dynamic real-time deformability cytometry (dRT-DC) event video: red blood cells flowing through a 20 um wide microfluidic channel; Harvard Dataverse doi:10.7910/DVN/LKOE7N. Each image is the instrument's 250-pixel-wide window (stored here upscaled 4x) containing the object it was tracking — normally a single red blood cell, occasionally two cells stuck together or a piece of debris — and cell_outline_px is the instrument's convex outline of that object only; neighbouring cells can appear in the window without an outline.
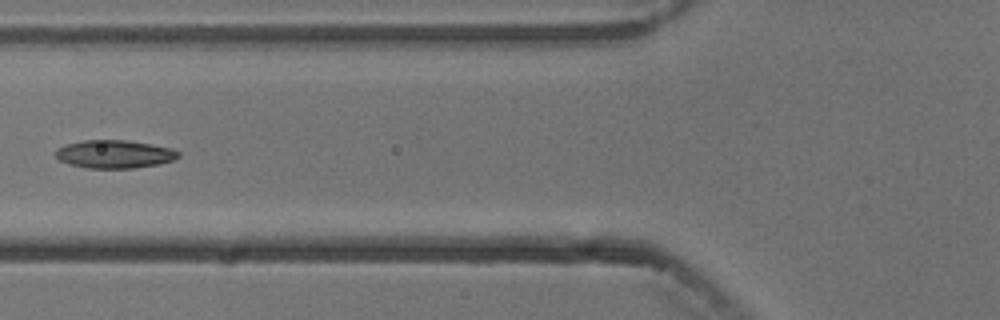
{"species": "common noctule bat (a hibernating species)", "species_latin": "Nyctalus noctula", "temperature_condition": "cold", "stored_images_in_passage": 7, "camera_frame_rate_fps": 3000, "um_per_image_px": 0.085, "animal": {"sex": "male", "body_mass_g": 13.3}, "frame": {"image": 1, "passage_image": 6, "time_ms": 6.667, "image_size_px": [1000, 320], "cell_outline_px": [[180, 156], [172, 160], [160, 164], [136, 168], [88, 168], [68, 164], [60, 160], [56, 156], [56, 152], [64, 144], [84, 140], [124, 140], [172, 148], [180, 152]], "centroid_in_image_um": [9.74, 13.11], "position_along_channel_um": 116.1, "area_um2": 20.0}}
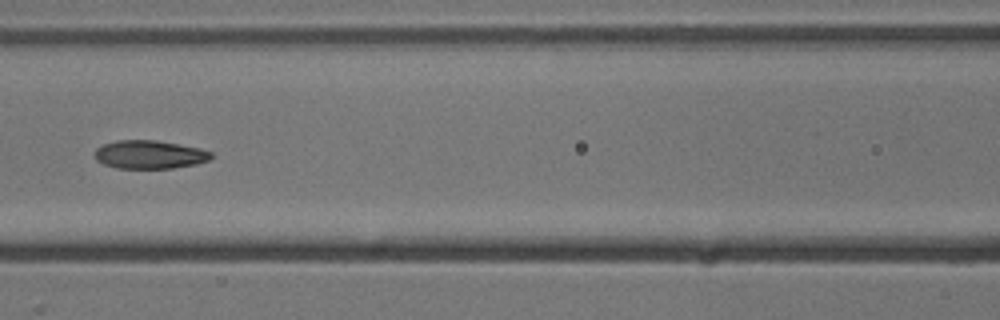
{"frame": {"image": 2, "passage_image": 7, "time_ms": 7.667, "image_size_px": [1000, 320], "cell_outline_px": [[212, 156], [208, 160], [196, 164], [172, 168], [116, 168], [104, 164], [96, 160], [96, 148], [104, 144], [116, 140], [156, 140], [200, 148], [212, 152]], "centroid_in_image_um": [12.71, 13.13], "position_along_channel_um": 153.9, "area_um2": 19.13}}